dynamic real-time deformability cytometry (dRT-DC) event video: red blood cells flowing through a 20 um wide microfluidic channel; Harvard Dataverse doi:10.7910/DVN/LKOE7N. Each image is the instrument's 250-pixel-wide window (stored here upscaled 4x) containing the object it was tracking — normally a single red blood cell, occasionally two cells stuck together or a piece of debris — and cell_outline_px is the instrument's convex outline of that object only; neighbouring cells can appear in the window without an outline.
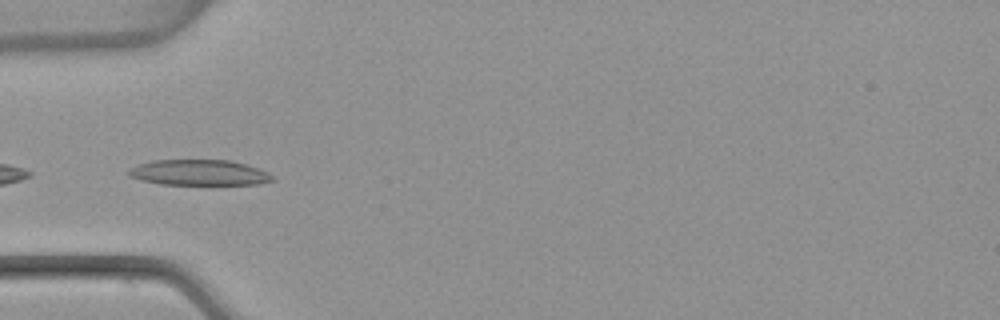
{"species": "common noctule bat (a hibernating species)", "species_latin": "Nyctalus noctula", "temperature_condition": "warm", "stored_images_in_passage": 20, "camera_frame_rate_fps": 3000, "um_per_image_px": 0.085, "animal": {"sex": "female", "body_mass_g": 22.7, "forearm_length_mm": 54.2}, "frame": {"image": 1, "passage_image": 17, "time_ms": 5.333, "image_size_px": [1000, 320], "cell_outline_px": [[276, 180], [260, 184], [160, 184], [140, 180], [128, 176], [128, 168], [140, 164], [156, 160], [232, 160], [268, 172]], "centroid_in_image_um": [16.91, 14.67], "position_along_channel_um": 68.1, "area_um2": 21.39}}